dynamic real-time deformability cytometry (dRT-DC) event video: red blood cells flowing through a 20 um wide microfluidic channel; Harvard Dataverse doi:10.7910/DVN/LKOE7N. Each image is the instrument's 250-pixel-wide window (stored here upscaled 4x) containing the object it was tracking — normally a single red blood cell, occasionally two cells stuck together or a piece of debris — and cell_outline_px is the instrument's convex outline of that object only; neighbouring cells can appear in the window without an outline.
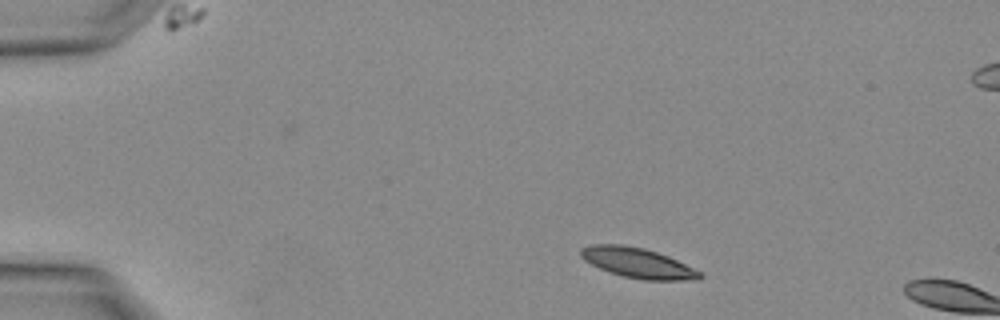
{"species": "Egyptian fruit bat (a non-hibernating species)", "species_latin": "Rousettus aegyptiacus", "temperature_condition": "warm", "stored_images_in_passage": 2, "camera_frame_rate_fps": 3000, "um_per_image_px": 0.085, "animal": {"sex": "female"}, "frame": {"image": 1, "passage_image": 2, "time_ms": 0.333, "image_size_px": [1000, 320], "cell_outline_px": [[704, 276], [700, 280], [644, 280], [624, 276], [600, 268], [584, 260], [580, 256], [580, 248], [588, 244], [624, 244], [644, 248], [668, 256], [700, 272]], "centroid_in_image_um": [54.18, 22.33], "position_along_channel_um": 30.8, "area_um2": 20.75}}